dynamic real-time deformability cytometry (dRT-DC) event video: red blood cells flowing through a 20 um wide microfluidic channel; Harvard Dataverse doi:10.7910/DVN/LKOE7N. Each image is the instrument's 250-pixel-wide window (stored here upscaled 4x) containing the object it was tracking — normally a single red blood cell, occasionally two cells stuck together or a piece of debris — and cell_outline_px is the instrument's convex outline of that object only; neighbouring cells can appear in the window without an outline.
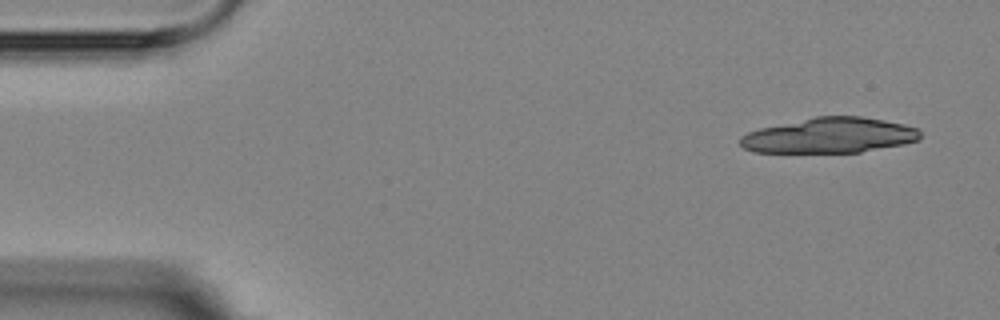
{"species": "Egyptian fruit bat (a non-hibernating species)", "species_latin": "Rousettus aegyptiacus", "temperature_condition": "room temperature", "stored_images_in_passage": 5, "camera_frame_rate_fps": 3000, "um_per_image_px": 0.085, "animal": {"sex": "female"}, "frame": {"image": 1, "passage_image": 1, "time_ms": 0.0, "image_size_px": [1000, 320], "cell_outline_px": [[920, 140], [904, 144], [860, 152], [752, 152], [744, 148], [740, 144], [740, 136], [748, 132], [760, 128], [816, 116], [860, 116], [884, 120], [904, 124], [920, 128]], "centroid_in_image_um": [70.53, 11.51], "position_along_channel_um": 14.5, "area_um2": 37.05}}
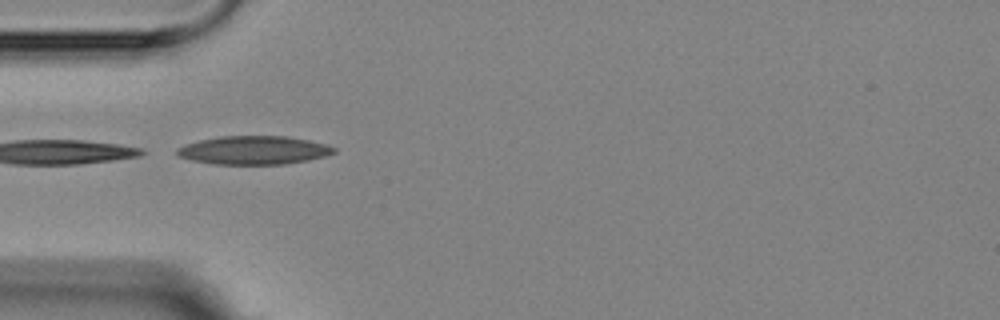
{"frame": {"image": 2, "passage_image": 4, "time_ms": 4.333, "image_size_px": [1000, 320], "cell_outline_px": [[336, 152], [324, 156], [308, 160], [284, 164], [212, 164], [192, 160], [176, 156], [176, 148], [184, 144], [200, 140], [220, 136], [288, 136], [328, 144], [336, 148]], "centroid_in_image_um": [21.55, 12.76], "position_along_channel_um": 63.4, "area_um2": 26.18}}